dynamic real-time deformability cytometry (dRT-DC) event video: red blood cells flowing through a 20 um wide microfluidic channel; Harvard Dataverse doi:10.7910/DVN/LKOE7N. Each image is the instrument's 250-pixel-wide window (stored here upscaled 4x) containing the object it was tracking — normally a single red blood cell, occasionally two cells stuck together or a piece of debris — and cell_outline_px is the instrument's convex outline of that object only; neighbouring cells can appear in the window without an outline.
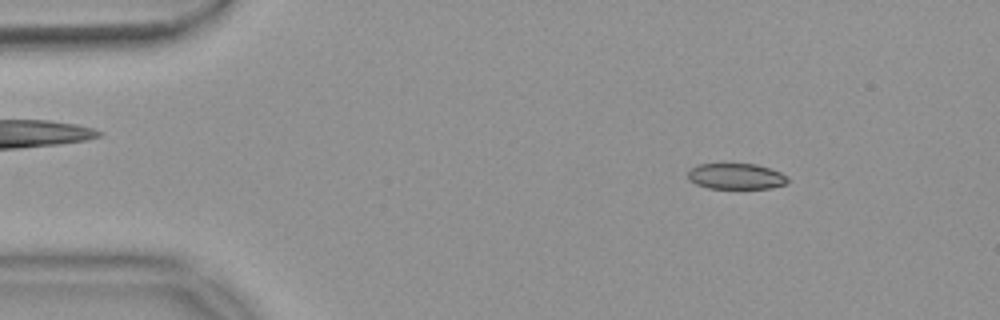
{"species": "common noctule bat (a hibernating species)", "species_latin": "Nyctalus noctula", "temperature_condition": "warm", "stored_images_in_passage": 14, "camera_frame_rate_fps": 3000, "um_per_image_px": 0.085, "animal": {"sex": "female", "body_mass_g": 18.4}, "frame": {"image": 1, "passage_image": 7, "time_ms": 2.0, "image_size_px": [1000, 320], "cell_outline_px": [[788, 184], [772, 188], [708, 188], [696, 184], [688, 180], [688, 172], [692, 168], [700, 164], [756, 164], [780, 172], [788, 176]], "centroid_in_image_um": [62.59, 14.99], "position_along_channel_um": 22.4, "area_um2": 15.03}}